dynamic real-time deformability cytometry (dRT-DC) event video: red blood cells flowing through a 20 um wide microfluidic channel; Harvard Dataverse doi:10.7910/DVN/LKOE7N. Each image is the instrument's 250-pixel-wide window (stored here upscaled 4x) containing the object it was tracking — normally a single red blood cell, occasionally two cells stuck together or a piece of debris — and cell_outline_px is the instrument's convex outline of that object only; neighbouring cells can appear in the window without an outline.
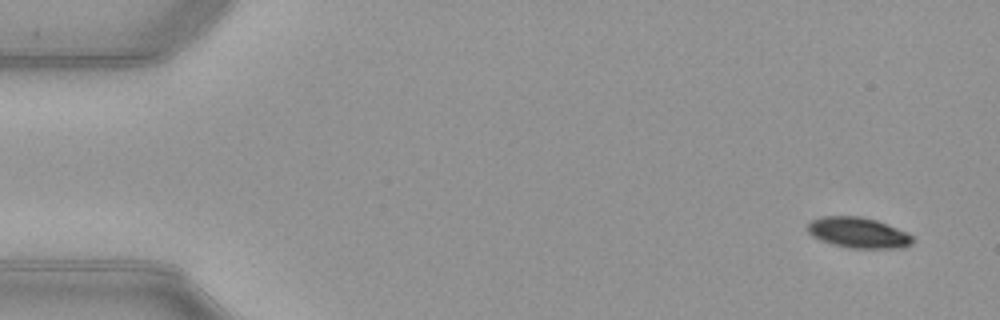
{"species": "common noctule bat (a hibernating species)", "species_latin": "Nyctalus noctula", "temperature_condition": "warm", "stored_images_in_passage": 52, "camera_frame_rate_fps": 3000, "um_per_image_px": 0.085, "animal": {"sex": "female", "body_mass_g": 21.9}, "frame": {"image": 1, "passage_image": 3, "time_ms": 0.667, "image_size_px": [1000, 320], "cell_outline_px": [[912, 244], [904, 248], [848, 248], [832, 244], [820, 240], [812, 236], [808, 232], [808, 224], [812, 220], [820, 216], [860, 216], [876, 220], [896, 228], [912, 236]], "centroid_in_image_um": [72.92, 19.78], "position_along_channel_um": 12.1, "area_um2": 18.67}}
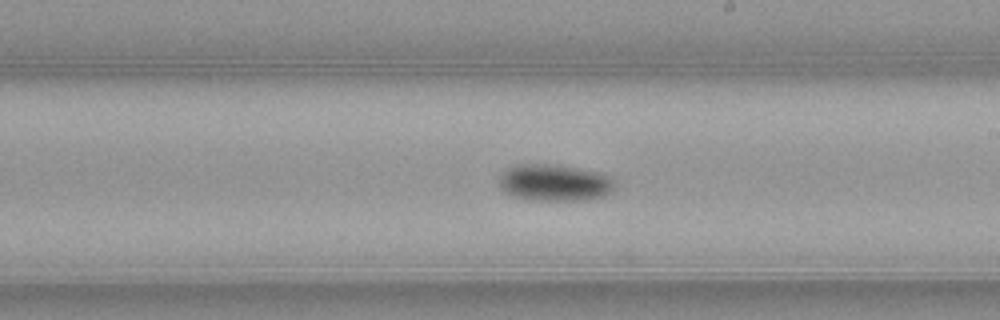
{"frame": {"image": 2, "passage_image": 30, "time_ms": 9.667, "image_size_px": [1000, 320], "cell_outline_px": [[612, 188], [608, 192], [600, 196], [588, 200], [524, 200], [512, 196], [504, 192], [500, 188], [500, 176], [512, 164], [560, 164], [600, 172], [608, 176], [612, 180]], "centroid_in_image_um": [47.06, 15.52], "position_along_channel_um": 241.9, "area_um2": 24.85}}
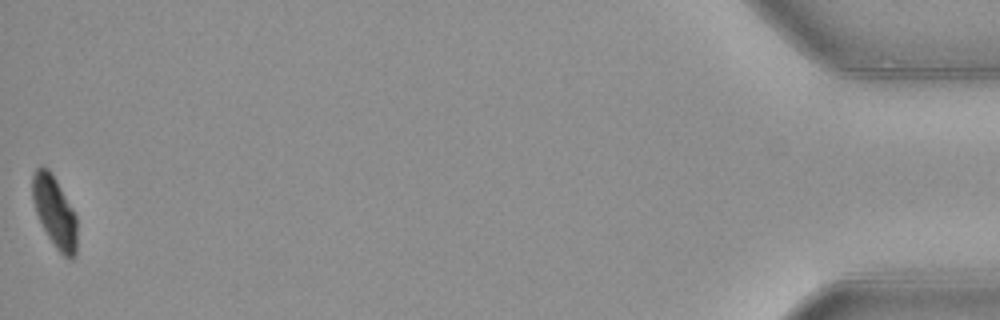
{"frame": {"image": 3, "passage_image": 52, "time_ms": 17.0, "image_size_px": [1000, 320], "cell_outline_px": [[76, 256], [72, 260], [68, 260], [56, 248], [48, 236], [36, 212], [32, 196], [32, 176], [36, 168], [48, 168], [52, 172], [72, 208], [76, 216]], "centroid_in_image_um": [4.65, 18.03], "position_along_channel_um": 430.5, "area_um2": 18.26}, "authors_computed_cell_mechanics": {"area_um2": 21.0103, "velocity_mm_per_s": 3.9751, "shape_relaxation_time_tau1_ms": 1.8182, "shape_relaxation_time_tau2_ms": null, "deformation_change_tau1": 0.1135, "deformation_change_tau2": null}}